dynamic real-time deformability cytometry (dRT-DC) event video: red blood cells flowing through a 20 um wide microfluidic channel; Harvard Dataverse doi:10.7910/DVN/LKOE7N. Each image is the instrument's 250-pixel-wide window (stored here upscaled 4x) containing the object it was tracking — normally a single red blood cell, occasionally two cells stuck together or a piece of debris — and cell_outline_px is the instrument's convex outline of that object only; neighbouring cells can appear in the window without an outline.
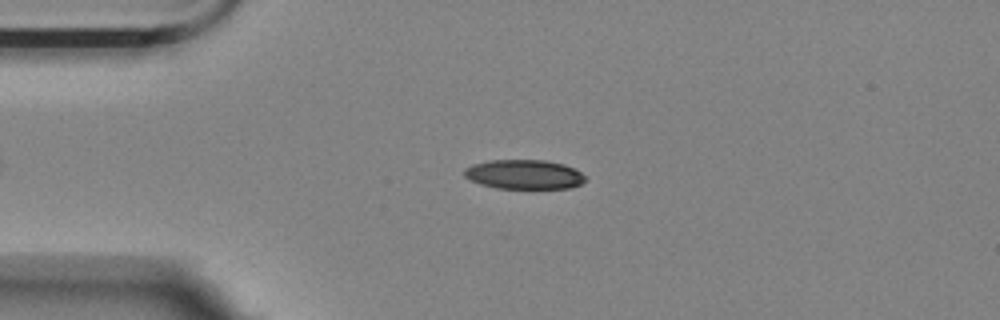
{"species": "Egyptian fruit bat (a non-hibernating species)", "species_latin": "Rousettus aegyptiacus", "temperature_condition": "room temperature", "stored_images_in_passage": 2, "camera_frame_rate_fps": 3000, "um_per_image_px": 0.085, "animal": {"sex": "female"}, "frame": {"image": 1, "passage_image": 1, "time_ms": 0.0, "image_size_px": [1000, 320], "cell_outline_px": [[588, 180], [572, 188], [496, 188], [480, 184], [468, 180], [464, 176], [464, 168], [472, 164], [488, 160], [544, 160], [564, 164], [580, 172]], "centroid_in_image_um": [44.52, 14.82], "position_along_channel_um": 40.5, "area_um2": 20.87}}